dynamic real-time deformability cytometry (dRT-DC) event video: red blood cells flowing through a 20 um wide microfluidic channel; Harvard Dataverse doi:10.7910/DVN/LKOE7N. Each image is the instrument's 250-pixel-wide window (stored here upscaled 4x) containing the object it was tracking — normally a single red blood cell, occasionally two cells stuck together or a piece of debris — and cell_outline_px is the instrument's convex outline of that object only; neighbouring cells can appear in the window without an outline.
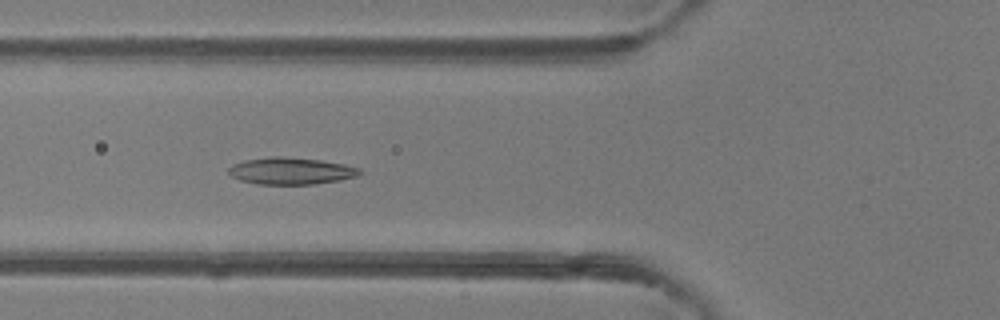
{"species": "common noctule bat (a hibernating species)", "species_latin": "Nyctalus noctula", "temperature_condition": "room temperature", "stored_images_in_passage": 7, "camera_frame_rate_fps": 3000, "um_per_image_px": 0.085, "animal": {"sex": "female"}, "frame": {"image": 1, "passage_image": 4, "time_ms": 1.0, "image_size_px": [1000, 320], "cell_outline_px": [[364, 172], [356, 176], [340, 180], [312, 184], [256, 184], [240, 180], [232, 176], [228, 172], [228, 168], [232, 164], [244, 160], [268, 156], [280, 156], [320, 160], [344, 164], [360, 168]], "centroid_in_image_um": [24.71, 14.52], "position_along_channel_um": 101.1, "area_um2": 20.63}}
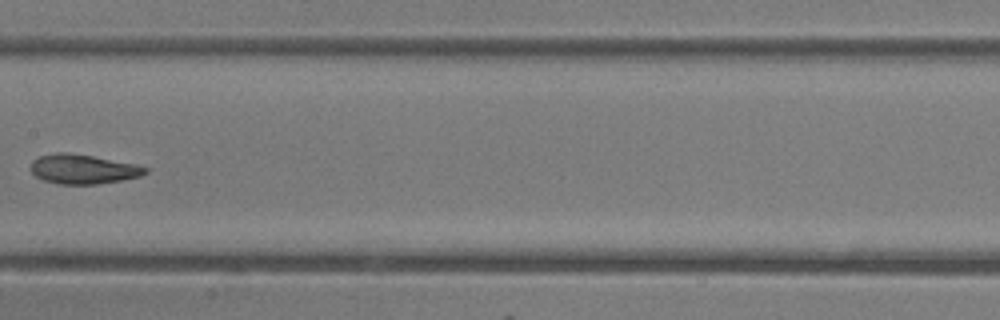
{"frame": {"image": 2, "passage_image": 6, "time_ms": 1.667, "image_size_px": [1000, 320], "cell_outline_px": [[148, 172], [140, 176], [120, 180], [96, 184], [60, 184], [44, 180], [36, 176], [32, 172], [32, 160], [40, 156], [56, 152], [64, 152], [92, 156], [136, 164], [148, 168]], "centroid_in_image_um": [7.07, 14.37], "position_along_channel_um": 200.3, "area_um2": 19.42}}
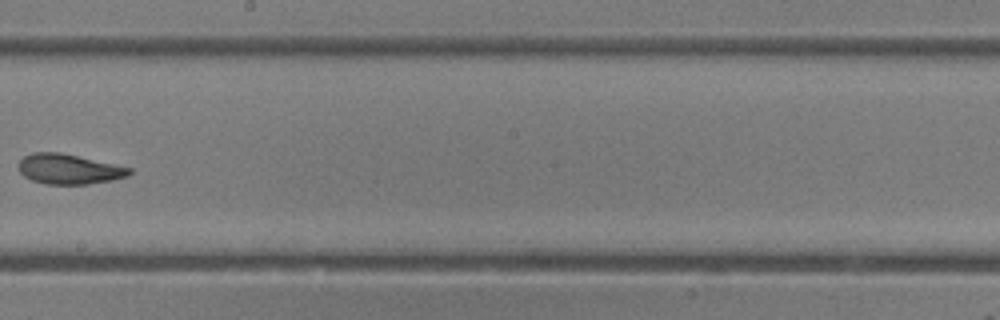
{"frame": {"image": 3, "passage_image": 7, "time_ms": 2.0, "image_size_px": [1000, 320], "cell_outline_px": [[132, 172], [128, 176], [112, 180], [88, 184], [48, 184], [32, 180], [24, 176], [20, 172], [16, 164], [24, 156], [32, 152], [60, 152], [116, 164], [132, 168]], "centroid_in_image_um": [5.85, 14.36], "position_along_channel_um": 242.3, "area_um2": 19.54}}